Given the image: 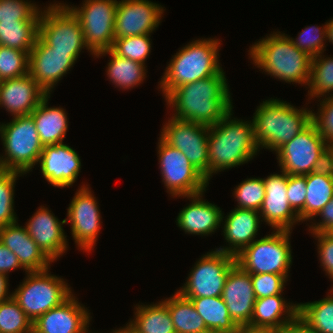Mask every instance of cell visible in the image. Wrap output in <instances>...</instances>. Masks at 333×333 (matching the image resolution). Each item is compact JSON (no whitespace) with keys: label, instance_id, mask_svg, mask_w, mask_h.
Wrapping results in <instances>:
<instances>
[{"label":"cell","instance_id":"83f0119b","mask_svg":"<svg viewBox=\"0 0 333 333\" xmlns=\"http://www.w3.org/2000/svg\"><path fill=\"white\" fill-rule=\"evenodd\" d=\"M333 197V167L306 175V200L304 208L298 213L301 222L314 221L321 209Z\"/></svg>","mask_w":333,"mask_h":333},{"label":"cell","instance_id":"7a4b0ae2","mask_svg":"<svg viewBox=\"0 0 333 333\" xmlns=\"http://www.w3.org/2000/svg\"><path fill=\"white\" fill-rule=\"evenodd\" d=\"M232 115L233 110L209 126V181L218 172L252 161L260 151L254 139L252 120H240Z\"/></svg>","mask_w":333,"mask_h":333},{"label":"cell","instance_id":"f1b7e54d","mask_svg":"<svg viewBox=\"0 0 333 333\" xmlns=\"http://www.w3.org/2000/svg\"><path fill=\"white\" fill-rule=\"evenodd\" d=\"M50 94H47L30 114L43 146L62 143L68 130V117L61 107H48Z\"/></svg>","mask_w":333,"mask_h":333},{"label":"cell","instance_id":"f5cc1de1","mask_svg":"<svg viewBox=\"0 0 333 333\" xmlns=\"http://www.w3.org/2000/svg\"><path fill=\"white\" fill-rule=\"evenodd\" d=\"M236 333H282V331L275 329H262V328H251L248 326H240Z\"/></svg>","mask_w":333,"mask_h":333},{"label":"cell","instance_id":"ab89813d","mask_svg":"<svg viewBox=\"0 0 333 333\" xmlns=\"http://www.w3.org/2000/svg\"><path fill=\"white\" fill-rule=\"evenodd\" d=\"M237 207L258 211L265 198V184L263 178H248L242 181L233 191Z\"/></svg>","mask_w":333,"mask_h":333},{"label":"cell","instance_id":"6f0895ef","mask_svg":"<svg viewBox=\"0 0 333 333\" xmlns=\"http://www.w3.org/2000/svg\"><path fill=\"white\" fill-rule=\"evenodd\" d=\"M197 333H222V332L216 331V330H212V329H207L205 331L197 332Z\"/></svg>","mask_w":333,"mask_h":333},{"label":"cell","instance_id":"5b68a950","mask_svg":"<svg viewBox=\"0 0 333 333\" xmlns=\"http://www.w3.org/2000/svg\"><path fill=\"white\" fill-rule=\"evenodd\" d=\"M218 39H197L182 47L166 66L159 87L165 97L172 89L183 84L218 74L220 66Z\"/></svg>","mask_w":333,"mask_h":333},{"label":"cell","instance_id":"6da1fadb","mask_svg":"<svg viewBox=\"0 0 333 333\" xmlns=\"http://www.w3.org/2000/svg\"><path fill=\"white\" fill-rule=\"evenodd\" d=\"M227 80L222 69L209 78L172 89L164 97L166 105L174 110L172 117L206 126L215 125L233 109Z\"/></svg>","mask_w":333,"mask_h":333},{"label":"cell","instance_id":"52a82bcc","mask_svg":"<svg viewBox=\"0 0 333 333\" xmlns=\"http://www.w3.org/2000/svg\"><path fill=\"white\" fill-rule=\"evenodd\" d=\"M292 231L274 230L245 247L235 256L236 264L249 274L289 275L292 265Z\"/></svg>","mask_w":333,"mask_h":333},{"label":"cell","instance_id":"d6a6232c","mask_svg":"<svg viewBox=\"0 0 333 333\" xmlns=\"http://www.w3.org/2000/svg\"><path fill=\"white\" fill-rule=\"evenodd\" d=\"M41 12L32 21L0 22V45L30 53L39 36Z\"/></svg>","mask_w":333,"mask_h":333},{"label":"cell","instance_id":"5bb4252c","mask_svg":"<svg viewBox=\"0 0 333 333\" xmlns=\"http://www.w3.org/2000/svg\"><path fill=\"white\" fill-rule=\"evenodd\" d=\"M168 119L163 125L160 137L173 148L180 150L209 182V126L172 116Z\"/></svg>","mask_w":333,"mask_h":333},{"label":"cell","instance_id":"f6af8a7d","mask_svg":"<svg viewBox=\"0 0 333 333\" xmlns=\"http://www.w3.org/2000/svg\"><path fill=\"white\" fill-rule=\"evenodd\" d=\"M318 112H312V122L328 145L333 142V96L319 99Z\"/></svg>","mask_w":333,"mask_h":333},{"label":"cell","instance_id":"7c38bea8","mask_svg":"<svg viewBox=\"0 0 333 333\" xmlns=\"http://www.w3.org/2000/svg\"><path fill=\"white\" fill-rule=\"evenodd\" d=\"M157 146L162 182L172 198L207 190L209 182L180 150L167 144L161 137Z\"/></svg>","mask_w":333,"mask_h":333},{"label":"cell","instance_id":"7bdbcfd3","mask_svg":"<svg viewBox=\"0 0 333 333\" xmlns=\"http://www.w3.org/2000/svg\"><path fill=\"white\" fill-rule=\"evenodd\" d=\"M29 0H0V22L32 21L41 9Z\"/></svg>","mask_w":333,"mask_h":333},{"label":"cell","instance_id":"2e32d148","mask_svg":"<svg viewBox=\"0 0 333 333\" xmlns=\"http://www.w3.org/2000/svg\"><path fill=\"white\" fill-rule=\"evenodd\" d=\"M165 9L150 0H121L117 2L114 38L152 34Z\"/></svg>","mask_w":333,"mask_h":333},{"label":"cell","instance_id":"7dc6e473","mask_svg":"<svg viewBox=\"0 0 333 333\" xmlns=\"http://www.w3.org/2000/svg\"><path fill=\"white\" fill-rule=\"evenodd\" d=\"M317 240L318 257L321 268L333 282V234L332 233H311ZM333 287V285H332Z\"/></svg>","mask_w":333,"mask_h":333},{"label":"cell","instance_id":"ee69618b","mask_svg":"<svg viewBox=\"0 0 333 333\" xmlns=\"http://www.w3.org/2000/svg\"><path fill=\"white\" fill-rule=\"evenodd\" d=\"M289 275L250 274L256 299L283 294Z\"/></svg>","mask_w":333,"mask_h":333},{"label":"cell","instance_id":"1f68e13d","mask_svg":"<svg viewBox=\"0 0 333 333\" xmlns=\"http://www.w3.org/2000/svg\"><path fill=\"white\" fill-rule=\"evenodd\" d=\"M208 329L236 333L239 326L232 320L222 296L188 298Z\"/></svg>","mask_w":333,"mask_h":333},{"label":"cell","instance_id":"9a60e30c","mask_svg":"<svg viewBox=\"0 0 333 333\" xmlns=\"http://www.w3.org/2000/svg\"><path fill=\"white\" fill-rule=\"evenodd\" d=\"M89 188L84 183L79 187L67 208L66 218L76 247L87 253L93 250L102 223L99 203Z\"/></svg>","mask_w":333,"mask_h":333},{"label":"cell","instance_id":"4fadbf2b","mask_svg":"<svg viewBox=\"0 0 333 333\" xmlns=\"http://www.w3.org/2000/svg\"><path fill=\"white\" fill-rule=\"evenodd\" d=\"M117 0H84L79 7L65 5L78 18L89 50L96 54L114 44Z\"/></svg>","mask_w":333,"mask_h":333},{"label":"cell","instance_id":"484cf974","mask_svg":"<svg viewBox=\"0 0 333 333\" xmlns=\"http://www.w3.org/2000/svg\"><path fill=\"white\" fill-rule=\"evenodd\" d=\"M0 242L18 257L27 272L42 271L51 266L52 261L18 221L0 228Z\"/></svg>","mask_w":333,"mask_h":333},{"label":"cell","instance_id":"7402d4cb","mask_svg":"<svg viewBox=\"0 0 333 333\" xmlns=\"http://www.w3.org/2000/svg\"><path fill=\"white\" fill-rule=\"evenodd\" d=\"M232 320L240 326L250 324L256 296L250 274L235 264L229 271L222 293Z\"/></svg>","mask_w":333,"mask_h":333},{"label":"cell","instance_id":"3957f363","mask_svg":"<svg viewBox=\"0 0 333 333\" xmlns=\"http://www.w3.org/2000/svg\"><path fill=\"white\" fill-rule=\"evenodd\" d=\"M255 67L286 83L308 86L311 60L299 50L287 34L277 30L252 44L248 50Z\"/></svg>","mask_w":333,"mask_h":333},{"label":"cell","instance_id":"8fae6325","mask_svg":"<svg viewBox=\"0 0 333 333\" xmlns=\"http://www.w3.org/2000/svg\"><path fill=\"white\" fill-rule=\"evenodd\" d=\"M235 256L212 250L197 260L186 282L177 290L185 298L220 297Z\"/></svg>","mask_w":333,"mask_h":333},{"label":"cell","instance_id":"60d3db41","mask_svg":"<svg viewBox=\"0 0 333 333\" xmlns=\"http://www.w3.org/2000/svg\"><path fill=\"white\" fill-rule=\"evenodd\" d=\"M29 73V53L0 45V81Z\"/></svg>","mask_w":333,"mask_h":333},{"label":"cell","instance_id":"f35d334b","mask_svg":"<svg viewBox=\"0 0 333 333\" xmlns=\"http://www.w3.org/2000/svg\"><path fill=\"white\" fill-rule=\"evenodd\" d=\"M22 175L16 171L0 170V228L18 221L14 211V189L17 177Z\"/></svg>","mask_w":333,"mask_h":333},{"label":"cell","instance_id":"11a10c76","mask_svg":"<svg viewBox=\"0 0 333 333\" xmlns=\"http://www.w3.org/2000/svg\"><path fill=\"white\" fill-rule=\"evenodd\" d=\"M327 27V38L326 40L333 44V19L326 22Z\"/></svg>","mask_w":333,"mask_h":333},{"label":"cell","instance_id":"e0dca14e","mask_svg":"<svg viewBox=\"0 0 333 333\" xmlns=\"http://www.w3.org/2000/svg\"><path fill=\"white\" fill-rule=\"evenodd\" d=\"M76 61L68 52L51 51L38 36L29 53V74L47 94H51Z\"/></svg>","mask_w":333,"mask_h":333},{"label":"cell","instance_id":"9c48e42d","mask_svg":"<svg viewBox=\"0 0 333 333\" xmlns=\"http://www.w3.org/2000/svg\"><path fill=\"white\" fill-rule=\"evenodd\" d=\"M280 170L304 176L329 165V145L311 122L276 151Z\"/></svg>","mask_w":333,"mask_h":333},{"label":"cell","instance_id":"30bf717a","mask_svg":"<svg viewBox=\"0 0 333 333\" xmlns=\"http://www.w3.org/2000/svg\"><path fill=\"white\" fill-rule=\"evenodd\" d=\"M47 7V8H46ZM41 8L39 37L51 51L68 52L76 60L82 49L88 50L80 21L64 3H50Z\"/></svg>","mask_w":333,"mask_h":333},{"label":"cell","instance_id":"d590c367","mask_svg":"<svg viewBox=\"0 0 333 333\" xmlns=\"http://www.w3.org/2000/svg\"><path fill=\"white\" fill-rule=\"evenodd\" d=\"M307 89L309 99L333 96V57L325 58L323 53L312 57Z\"/></svg>","mask_w":333,"mask_h":333},{"label":"cell","instance_id":"ba28073f","mask_svg":"<svg viewBox=\"0 0 333 333\" xmlns=\"http://www.w3.org/2000/svg\"><path fill=\"white\" fill-rule=\"evenodd\" d=\"M49 271L50 268L26 272V278L11 293L14 300L32 321L59 306L72 294L70 285L63 278L53 275Z\"/></svg>","mask_w":333,"mask_h":333},{"label":"cell","instance_id":"4dcf8cb0","mask_svg":"<svg viewBox=\"0 0 333 333\" xmlns=\"http://www.w3.org/2000/svg\"><path fill=\"white\" fill-rule=\"evenodd\" d=\"M162 302L168 307L176 333H197L208 329L192 301L178 291Z\"/></svg>","mask_w":333,"mask_h":333},{"label":"cell","instance_id":"836d02e7","mask_svg":"<svg viewBox=\"0 0 333 333\" xmlns=\"http://www.w3.org/2000/svg\"><path fill=\"white\" fill-rule=\"evenodd\" d=\"M134 307V319L130 322L141 333H176L168 307L162 301Z\"/></svg>","mask_w":333,"mask_h":333},{"label":"cell","instance_id":"681fc988","mask_svg":"<svg viewBox=\"0 0 333 333\" xmlns=\"http://www.w3.org/2000/svg\"><path fill=\"white\" fill-rule=\"evenodd\" d=\"M22 268L18 257L0 242V273L8 275L9 272Z\"/></svg>","mask_w":333,"mask_h":333},{"label":"cell","instance_id":"bcb514c9","mask_svg":"<svg viewBox=\"0 0 333 333\" xmlns=\"http://www.w3.org/2000/svg\"><path fill=\"white\" fill-rule=\"evenodd\" d=\"M287 198L292 209L298 214L305 206L306 175L287 174Z\"/></svg>","mask_w":333,"mask_h":333},{"label":"cell","instance_id":"d6986e66","mask_svg":"<svg viewBox=\"0 0 333 333\" xmlns=\"http://www.w3.org/2000/svg\"><path fill=\"white\" fill-rule=\"evenodd\" d=\"M90 312L72 293L63 303L33 321V333H93Z\"/></svg>","mask_w":333,"mask_h":333},{"label":"cell","instance_id":"74e56055","mask_svg":"<svg viewBox=\"0 0 333 333\" xmlns=\"http://www.w3.org/2000/svg\"><path fill=\"white\" fill-rule=\"evenodd\" d=\"M150 37V34H145L115 39L111 50L122 58L145 65L152 48Z\"/></svg>","mask_w":333,"mask_h":333},{"label":"cell","instance_id":"d4e9b609","mask_svg":"<svg viewBox=\"0 0 333 333\" xmlns=\"http://www.w3.org/2000/svg\"><path fill=\"white\" fill-rule=\"evenodd\" d=\"M203 191L198 194L181 196L191 200L176 218V225L185 234L208 236L213 234L222 223V210L217 205L203 199Z\"/></svg>","mask_w":333,"mask_h":333},{"label":"cell","instance_id":"4316f807","mask_svg":"<svg viewBox=\"0 0 333 333\" xmlns=\"http://www.w3.org/2000/svg\"><path fill=\"white\" fill-rule=\"evenodd\" d=\"M298 315V303H290L282 294L255 300L248 327L282 331Z\"/></svg>","mask_w":333,"mask_h":333},{"label":"cell","instance_id":"44dd1931","mask_svg":"<svg viewBox=\"0 0 333 333\" xmlns=\"http://www.w3.org/2000/svg\"><path fill=\"white\" fill-rule=\"evenodd\" d=\"M64 224L66 219L60 221L51 210L41 205L24 227L44 254L55 262L68 250Z\"/></svg>","mask_w":333,"mask_h":333},{"label":"cell","instance_id":"b9f144b4","mask_svg":"<svg viewBox=\"0 0 333 333\" xmlns=\"http://www.w3.org/2000/svg\"><path fill=\"white\" fill-rule=\"evenodd\" d=\"M293 44L299 49L306 52L310 57L317 56L325 51L327 27L324 26H307L298 34V37L288 36ZM325 41V43H324Z\"/></svg>","mask_w":333,"mask_h":333},{"label":"cell","instance_id":"c3c4849f","mask_svg":"<svg viewBox=\"0 0 333 333\" xmlns=\"http://www.w3.org/2000/svg\"><path fill=\"white\" fill-rule=\"evenodd\" d=\"M322 220L316 222H309L310 233H332L333 232V197L331 200L321 209L318 215Z\"/></svg>","mask_w":333,"mask_h":333},{"label":"cell","instance_id":"e575fe53","mask_svg":"<svg viewBox=\"0 0 333 333\" xmlns=\"http://www.w3.org/2000/svg\"><path fill=\"white\" fill-rule=\"evenodd\" d=\"M321 300L298 303V316L319 333H333V288Z\"/></svg>","mask_w":333,"mask_h":333},{"label":"cell","instance_id":"9f6ffc18","mask_svg":"<svg viewBox=\"0 0 333 333\" xmlns=\"http://www.w3.org/2000/svg\"><path fill=\"white\" fill-rule=\"evenodd\" d=\"M329 165L333 167V142L329 144Z\"/></svg>","mask_w":333,"mask_h":333},{"label":"cell","instance_id":"277c9868","mask_svg":"<svg viewBox=\"0 0 333 333\" xmlns=\"http://www.w3.org/2000/svg\"><path fill=\"white\" fill-rule=\"evenodd\" d=\"M312 112L310 108L298 109L287 101L274 98L260 103L252 117L259 150L276 152L312 122Z\"/></svg>","mask_w":333,"mask_h":333},{"label":"cell","instance_id":"f907efd6","mask_svg":"<svg viewBox=\"0 0 333 333\" xmlns=\"http://www.w3.org/2000/svg\"><path fill=\"white\" fill-rule=\"evenodd\" d=\"M282 333H319L298 315L282 330Z\"/></svg>","mask_w":333,"mask_h":333},{"label":"cell","instance_id":"cb8c5ba5","mask_svg":"<svg viewBox=\"0 0 333 333\" xmlns=\"http://www.w3.org/2000/svg\"><path fill=\"white\" fill-rule=\"evenodd\" d=\"M260 222H263L260 213L251 209L234 208L225 217L223 213L222 232L228 246H220L216 250L233 256L238 255L256 240Z\"/></svg>","mask_w":333,"mask_h":333},{"label":"cell","instance_id":"8d00e7d4","mask_svg":"<svg viewBox=\"0 0 333 333\" xmlns=\"http://www.w3.org/2000/svg\"><path fill=\"white\" fill-rule=\"evenodd\" d=\"M0 333H33V321L13 297L0 302Z\"/></svg>","mask_w":333,"mask_h":333},{"label":"cell","instance_id":"8992f818","mask_svg":"<svg viewBox=\"0 0 333 333\" xmlns=\"http://www.w3.org/2000/svg\"><path fill=\"white\" fill-rule=\"evenodd\" d=\"M0 138L5 154L0 155V170L27 174L38 164L44 146L31 115L0 123Z\"/></svg>","mask_w":333,"mask_h":333},{"label":"cell","instance_id":"f546056e","mask_svg":"<svg viewBox=\"0 0 333 333\" xmlns=\"http://www.w3.org/2000/svg\"><path fill=\"white\" fill-rule=\"evenodd\" d=\"M110 55L109 63L107 64L106 75L110 82L119 89H133L138 87L146 78V65L130 59L122 58L115 54L111 49L94 54L97 58Z\"/></svg>","mask_w":333,"mask_h":333},{"label":"cell","instance_id":"ac0fdd59","mask_svg":"<svg viewBox=\"0 0 333 333\" xmlns=\"http://www.w3.org/2000/svg\"><path fill=\"white\" fill-rule=\"evenodd\" d=\"M280 172L263 178L265 198L259 213L262 221L272 230L293 231V225L301 221L288 202L287 174L282 170Z\"/></svg>","mask_w":333,"mask_h":333},{"label":"cell","instance_id":"603a6c76","mask_svg":"<svg viewBox=\"0 0 333 333\" xmlns=\"http://www.w3.org/2000/svg\"><path fill=\"white\" fill-rule=\"evenodd\" d=\"M46 95L29 73L0 82V106L12 117L30 115Z\"/></svg>","mask_w":333,"mask_h":333},{"label":"cell","instance_id":"db71d44e","mask_svg":"<svg viewBox=\"0 0 333 333\" xmlns=\"http://www.w3.org/2000/svg\"><path fill=\"white\" fill-rule=\"evenodd\" d=\"M111 333H141L131 322L127 323L125 327L112 330Z\"/></svg>","mask_w":333,"mask_h":333},{"label":"cell","instance_id":"ffe728a7","mask_svg":"<svg viewBox=\"0 0 333 333\" xmlns=\"http://www.w3.org/2000/svg\"><path fill=\"white\" fill-rule=\"evenodd\" d=\"M42 177L53 187L73 186L81 170V159L69 145H45L38 161Z\"/></svg>","mask_w":333,"mask_h":333},{"label":"cell","instance_id":"816d5d0a","mask_svg":"<svg viewBox=\"0 0 333 333\" xmlns=\"http://www.w3.org/2000/svg\"><path fill=\"white\" fill-rule=\"evenodd\" d=\"M9 275L0 273V302L5 301L12 297V294H10L9 290Z\"/></svg>","mask_w":333,"mask_h":333}]
</instances>
